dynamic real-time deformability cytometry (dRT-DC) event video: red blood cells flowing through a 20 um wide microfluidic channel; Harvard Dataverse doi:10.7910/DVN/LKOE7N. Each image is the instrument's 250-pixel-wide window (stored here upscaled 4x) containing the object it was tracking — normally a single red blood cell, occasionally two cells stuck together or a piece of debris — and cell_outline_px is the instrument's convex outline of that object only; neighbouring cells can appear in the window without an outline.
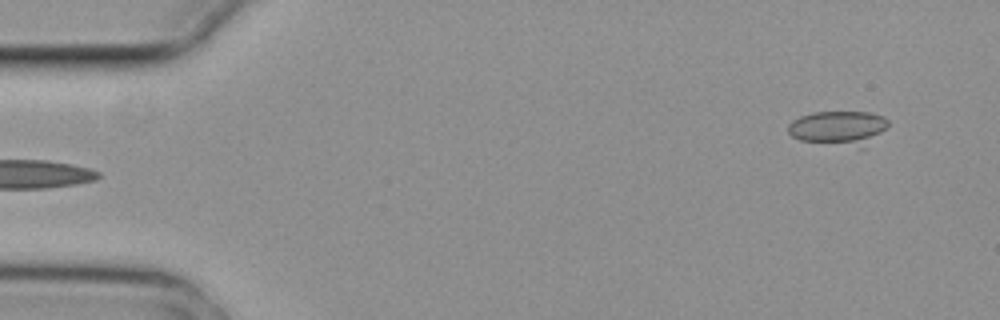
{"species": "common noctule bat (a hibernating species)", "species_latin": "Nyctalus noctula", "temperature_condition": "cold", "stored_images_in_passage": 4, "camera_frame_rate_fps": 3000, "um_per_image_px": 0.085, "animal": {"sex": "female", "body_mass_g": 29.2, "forearm_length_mm": 56.3}, "frame": {"image": 1, "passage_image": 4, "time_ms": 1.0, "image_size_px": [1000, 320], "cell_outline_px": [[888, 128], [864, 148], [860, 148], [800, 140], [792, 136], [788, 132], [788, 124], [792, 120], [800, 116], [812, 112], [868, 112], [884, 116], [888, 120]], "centroid_in_image_um": [71.31, 10.88], "position_along_channel_um": 13.7, "area_um2": 20.35}}